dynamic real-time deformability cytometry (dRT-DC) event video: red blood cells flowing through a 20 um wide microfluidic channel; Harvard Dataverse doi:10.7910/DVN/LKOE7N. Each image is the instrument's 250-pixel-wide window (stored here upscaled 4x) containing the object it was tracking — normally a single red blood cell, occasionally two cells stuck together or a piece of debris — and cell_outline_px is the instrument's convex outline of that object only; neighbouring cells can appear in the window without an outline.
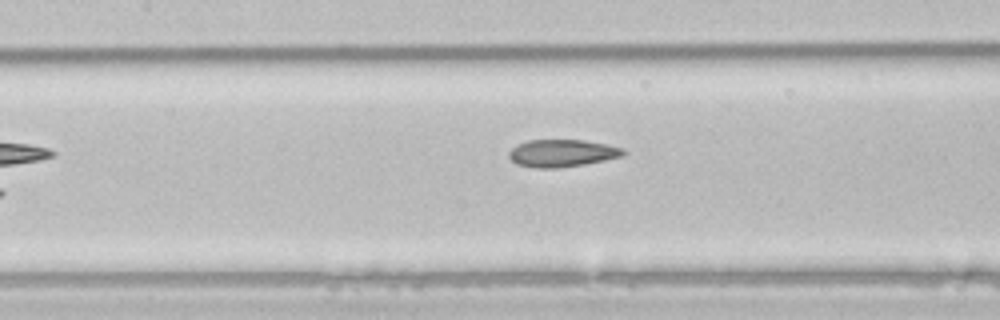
{"species": "common noctule bat (a hibernating species)", "species_latin": "Nyctalus noctula", "temperature_condition": "room temperature", "stored_images_in_passage": 6, "camera_frame_rate_fps": 3000, "um_per_image_px": 0.085, "animal": {"sex": "male", "body_mass_g": 21.5, "forearm_length_mm": 52.0}, "frame": {"image": 1, "passage_image": 5, "time_ms": 1.333, "image_size_px": [1000, 320], "cell_outline_px": [[628, 152], [624, 156], [584, 164], [556, 168], [536, 168], [516, 164], [508, 156], [508, 152], [516, 144], [528, 140], [584, 140], [624, 148]], "centroid_in_image_um": [47.77, 13.02], "position_along_channel_um": 159.6, "area_um2": 18.32}}
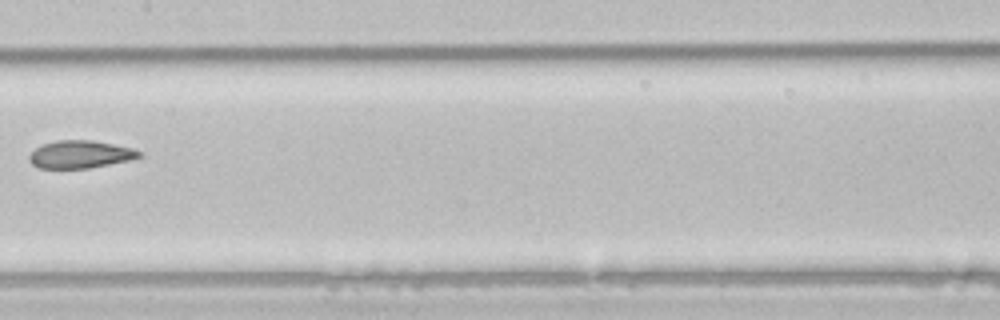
{"frame": {"image": 2, "passage_image": 6, "time_ms": 1.667, "image_size_px": [1000, 320], "cell_outline_px": [[144, 156], [128, 160], [88, 168], [40, 168], [32, 164], [28, 160], [28, 156], [36, 148], [44, 144], [56, 140], [92, 140], [132, 148], [140, 152]], "centroid_in_image_um": [6.8, 13.12], "position_along_channel_um": 200.6, "area_um2": 17.51}}